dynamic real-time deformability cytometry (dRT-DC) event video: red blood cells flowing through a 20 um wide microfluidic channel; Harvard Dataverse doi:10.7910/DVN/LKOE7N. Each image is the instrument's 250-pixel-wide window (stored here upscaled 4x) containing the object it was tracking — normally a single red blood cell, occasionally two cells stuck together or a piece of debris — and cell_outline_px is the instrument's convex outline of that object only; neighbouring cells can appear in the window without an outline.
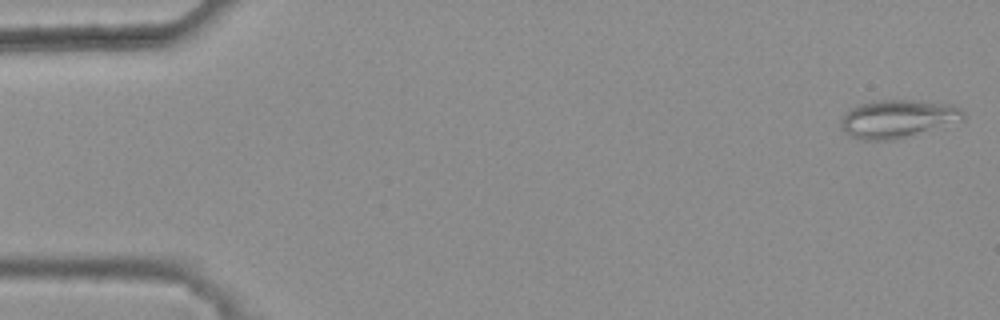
{"species": "common noctule bat (a hibernating species)", "species_latin": "Nyctalus noctula", "temperature_condition": "warm", "stored_images_in_passage": 47, "camera_frame_rate_fps": 3000, "um_per_image_px": 0.085, "animal": {"sex": "female", "body_mass_g": 25.1}, "frame": {"image": 1, "passage_image": 1, "time_ms": 0.0, "image_size_px": [1000, 320], "cell_outline_px": [[964, 120], [896, 140], [864, 140], [852, 136], [840, 124], [840, 120], [848, 108], [860, 104], [880, 100], [916, 100], [952, 104], [960, 108], [964, 112]], "centroid_in_image_um": [76.33, 10.08], "position_along_channel_um": 8.7, "area_um2": 27.11}}
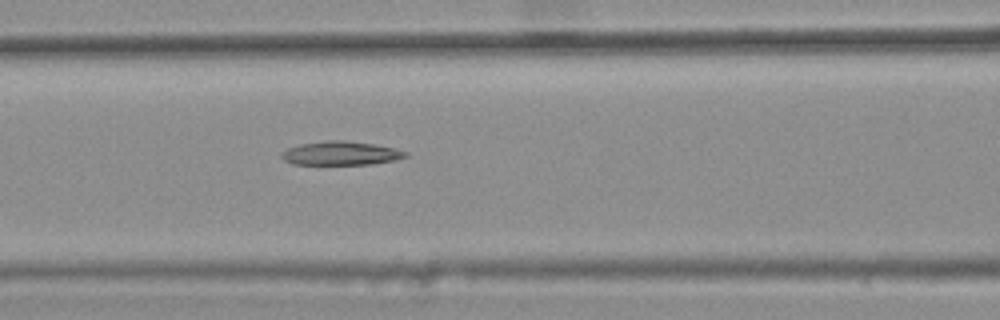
{"frame": {"image": 2, "passage_image": 22, "time_ms": 7.0, "image_size_px": [1000, 320], "cell_outline_px": [[408, 156], [396, 160], [372, 164], [292, 164], [284, 160], [280, 156], [280, 152], [288, 148], [300, 144], [328, 140], [344, 140], [372, 144], [392, 148], [408, 152]], "centroid_in_image_um": [28.94, 13.03], "position_along_channel_um": 137.7, "area_um2": 17.11}}
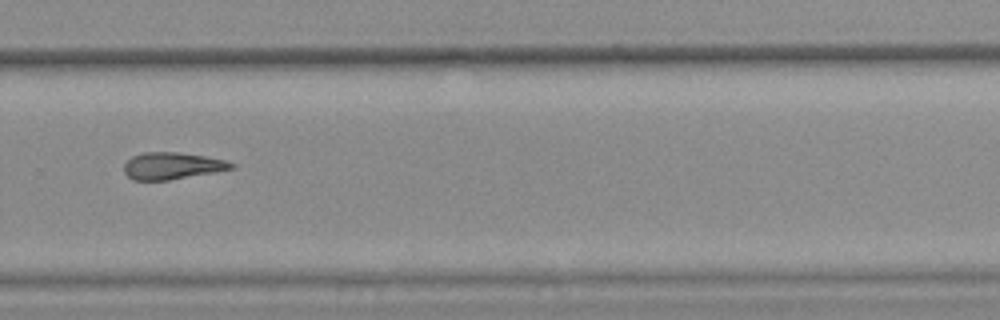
{"frame": {"image": 3, "passage_image": 36, "time_ms": 11.667, "image_size_px": [1000, 320], "cell_outline_px": [[236, 168], [216, 172], [168, 180], [132, 180], [124, 172], [124, 164], [132, 156], [144, 152], [180, 152], [204, 156], [224, 160], [236, 164]], "centroid_in_image_um": [14.64, 14.09], "position_along_channel_um": 315.2, "area_um2": 16.88}}